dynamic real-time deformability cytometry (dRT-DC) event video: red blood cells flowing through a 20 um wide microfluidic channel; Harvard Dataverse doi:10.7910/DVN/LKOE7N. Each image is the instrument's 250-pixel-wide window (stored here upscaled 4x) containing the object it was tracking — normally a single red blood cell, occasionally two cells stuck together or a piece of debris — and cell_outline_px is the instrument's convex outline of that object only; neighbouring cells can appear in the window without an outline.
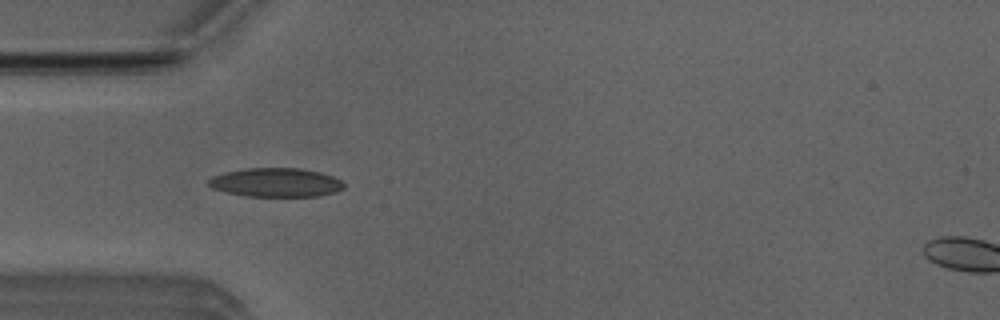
{"species": "Egyptian fruit bat (a non-hibernating species)", "species_latin": "Rousettus aegyptiacus", "temperature_condition": "room temperature", "stored_images_in_passage": 37, "camera_frame_rate_fps": 3000, "um_per_image_px": 0.085, "animal": {"sex": "male"}, "frame": {"image": 1, "passage_image": 1, "time_ms": 0.0, "image_size_px": [1000, 320], "cell_outline_px": [[344, 188], [336, 192], [320, 196], [244, 196], [224, 192], [212, 188], [208, 184], [208, 180], [212, 176], [244, 168], [300, 168], [320, 172], [332, 176], [340, 180], [344, 184]], "centroid_in_image_um": [23.45, 15.51], "position_along_channel_um": 61.5, "area_um2": 22.83}}
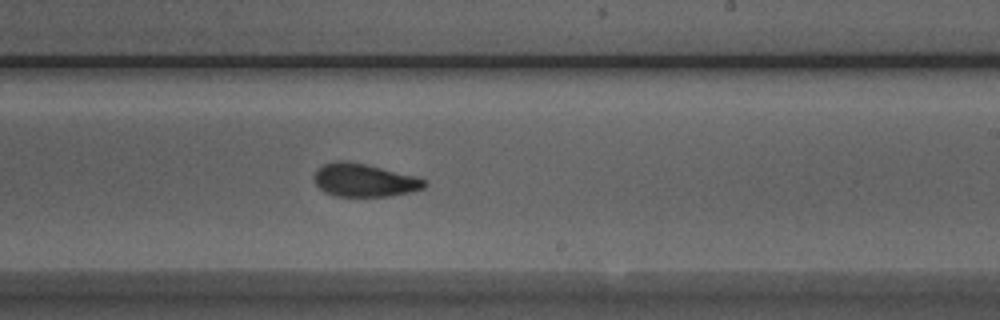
{"frame": {"image": 2, "passage_image": 16, "time_ms": 5.0, "image_size_px": [1000, 320], "cell_outline_px": [[428, 184], [424, 188], [392, 196], [332, 196], [324, 192], [316, 184], [316, 172], [324, 164], [340, 160], [364, 164], [416, 176], [428, 180]], "centroid_in_image_um": [31.01, 15.33], "position_along_channel_um": 258.0, "area_um2": 20.98}}
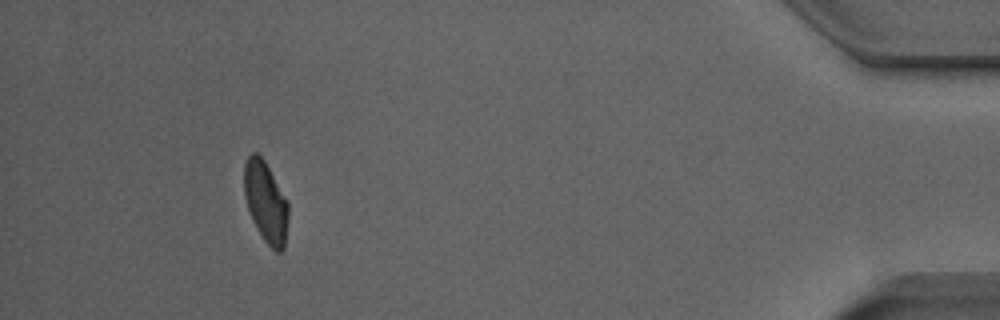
{"frame": {"image": 3, "passage_image": 33, "time_ms": 10.667, "image_size_px": [1000, 320], "cell_outline_px": [[288, 220], [284, 248], [280, 252], [276, 252], [264, 240], [256, 228], [252, 220], [244, 196], [244, 164], [248, 156], [252, 152], [256, 152], [264, 160], [288, 200]], "centroid_in_image_um": [22.59, 17.17], "position_along_channel_um": 412.6, "area_um2": 20.92}, "authors_computed_cell_mechanics": {"area_um2": 21.4438, "velocity_mm_per_s": 3.9556, "shape_relaxation_time_tau1_ms": 6.3463, "shape_relaxation_time_tau2_ms": 2.0269, "deformation_change_tau1": 0.1881, "deformation_change_tau2": 0.0814}}